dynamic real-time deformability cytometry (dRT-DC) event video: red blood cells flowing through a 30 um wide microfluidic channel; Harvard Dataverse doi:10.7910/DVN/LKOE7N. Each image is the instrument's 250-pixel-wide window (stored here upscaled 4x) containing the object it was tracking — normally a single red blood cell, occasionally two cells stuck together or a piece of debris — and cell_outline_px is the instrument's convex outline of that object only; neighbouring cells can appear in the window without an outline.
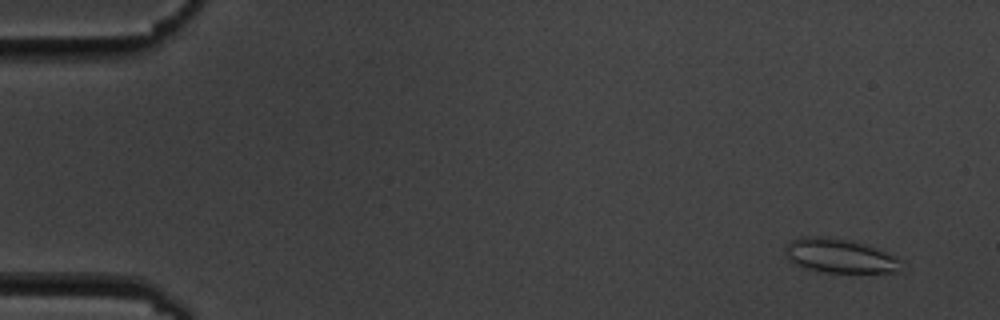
{"species": "common noctule bat (a hibernating species)", "species_latin": "Nyctalus noctula", "temperature_condition": "cold", "stored_images_in_passage": 6, "camera_frame_rate_fps": 3000, "um_per_image_px": 0.085, "animal": {"sex": "male", "body_mass_g": 19.5, "forearm_length_mm": 54.6}, "frame": {"image": 1, "passage_image": 1, "time_ms": 0.0, "image_size_px": [1000, 320], "cell_outline_px": [[904, 260], [900, 272], [824, 272], [804, 268], [792, 264], [784, 252], [784, 248], [792, 240], [800, 236], [824, 236], [852, 240], [876, 248], [896, 256]], "centroid_in_image_um": [71.38, 21.74], "position_along_channel_um": 13.6, "area_um2": 23.47}}
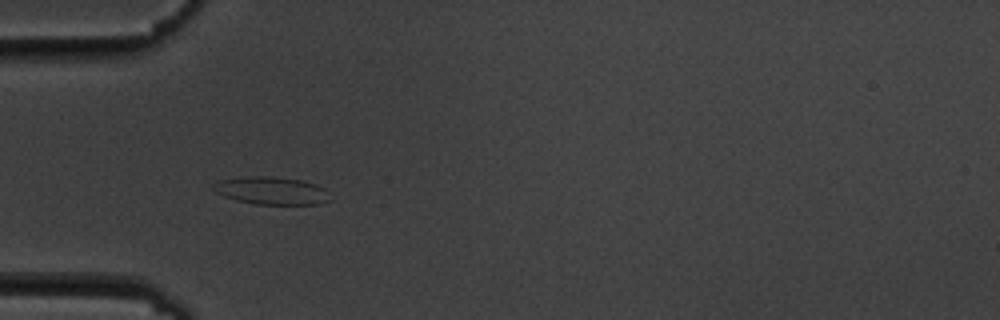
{"frame": {"image": 2, "passage_image": 5, "time_ms": 4.667, "image_size_px": [1000, 320], "cell_outline_px": [[332, 200], [316, 204], [256, 204], [236, 200], [224, 196], [216, 192], [212, 188], [212, 184], [220, 180], [244, 176], [272, 176], [300, 180], [316, 184], [324, 188]], "centroid_in_image_um": [23.06, 16.2], "position_along_channel_um": 61.9, "area_um2": 18.84}}
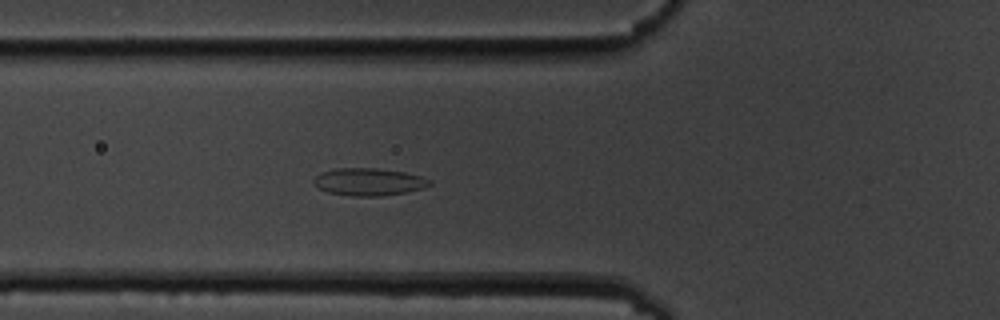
{"frame": {"image": 3, "passage_image": 6, "time_ms": 5.667, "image_size_px": [1000, 320], "cell_outline_px": [[432, 184], [424, 188], [404, 192], [380, 196], [352, 196], [328, 192], [312, 184], [312, 180], [320, 172], [336, 168], [376, 168], [404, 172], [420, 176], [432, 180]], "centroid_in_image_um": [31.33, 15.45], "position_along_channel_um": 94.5, "area_um2": 18.55}}